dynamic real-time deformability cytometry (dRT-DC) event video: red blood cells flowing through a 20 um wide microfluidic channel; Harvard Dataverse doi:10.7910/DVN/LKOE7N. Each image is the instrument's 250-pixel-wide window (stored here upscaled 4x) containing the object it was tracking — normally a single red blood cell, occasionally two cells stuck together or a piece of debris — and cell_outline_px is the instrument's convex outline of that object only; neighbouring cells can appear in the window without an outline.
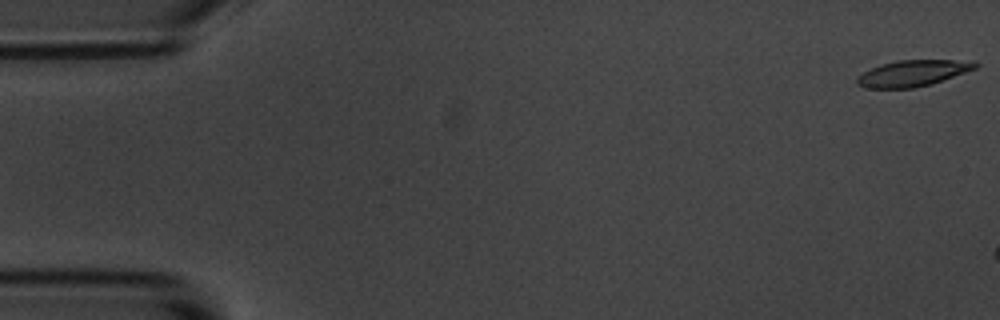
{"species": "common noctule bat (a hibernating species)", "species_latin": "Nyctalus noctula", "temperature_condition": "room temperature", "stored_images_in_passage": 7, "camera_frame_rate_fps": 3000, "um_per_image_px": 0.085, "animal": {"sex": "male", "body_mass_g": 20.1, "forearm_length_mm": 53.5}, "frame": {"image": 1, "passage_image": 1, "time_ms": 0.0, "image_size_px": [1000, 320], "cell_outline_px": [[980, 64], [976, 68], [932, 84], [912, 88], [864, 88], [856, 84], [856, 76], [880, 64], [896, 60], [952, 60]], "centroid_in_image_um": [77.5, 6.24], "position_along_channel_um": 7.5, "area_um2": 17.86}}